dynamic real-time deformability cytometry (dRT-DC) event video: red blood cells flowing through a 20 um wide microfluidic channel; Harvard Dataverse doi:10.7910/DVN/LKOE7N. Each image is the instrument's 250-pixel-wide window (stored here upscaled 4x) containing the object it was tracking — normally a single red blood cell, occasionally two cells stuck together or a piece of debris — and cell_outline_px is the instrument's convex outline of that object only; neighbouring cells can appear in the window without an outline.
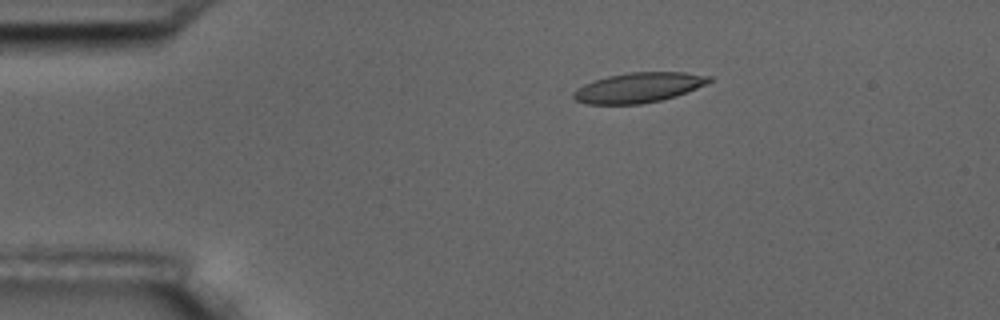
{"species": "common noctule bat (a hibernating species)", "species_latin": "Nyctalus noctula", "temperature_condition": "room temperature", "stored_images_in_passage": 47, "camera_frame_rate_fps": 3000, "um_per_image_px": 0.085, "animal": {"sex": "male", "body_mass_g": 17.5, "forearm_length_mm": 52.3}, "frame": {"image": 1, "passage_image": 2, "time_ms": 0.333, "image_size_px": [1000, 320], "cell_outline_px": [[712, 80], [696, 88], [676, 96], [660, 100], [640, 104], [588, 104], [576, 100], [572, 96], [572, 92], [576, 88], [584, 84], [608, 76], [628, 72], [684, 72], [712, 76]], "centroid_in_image_um": [54.26, 7.44], "position_along_channel_um": 30.7, "area_um2": 23.58}}
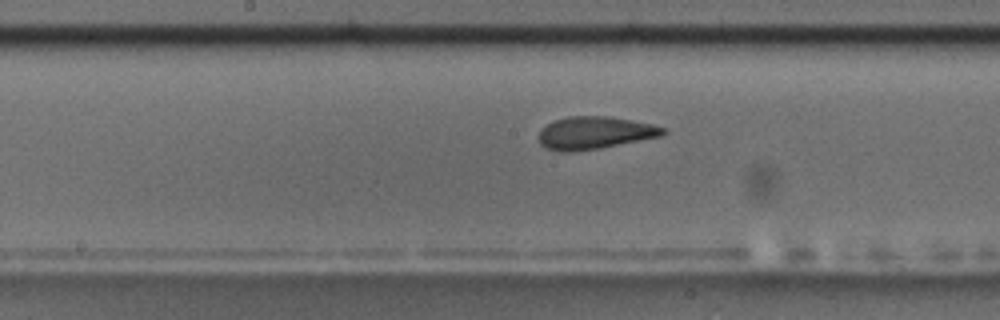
{"frame": {"image": 2, "passage_image": 20, "time_ms": 6.333, "image_size_px": [1000, 320], "cell_outline_px": [[668, 132], [660, 136], [600, 148], [572, 152], [560, 152], [544, 148], [540, 144], [540, 128], [556, 120], [568, 116], [608, 116], [632, 120], [652, 124], [668, 128]], "centroid_in_image_um": [50.56, 11.29], "position_along_channel_um": 197.6, "area_um2": 23.64}}
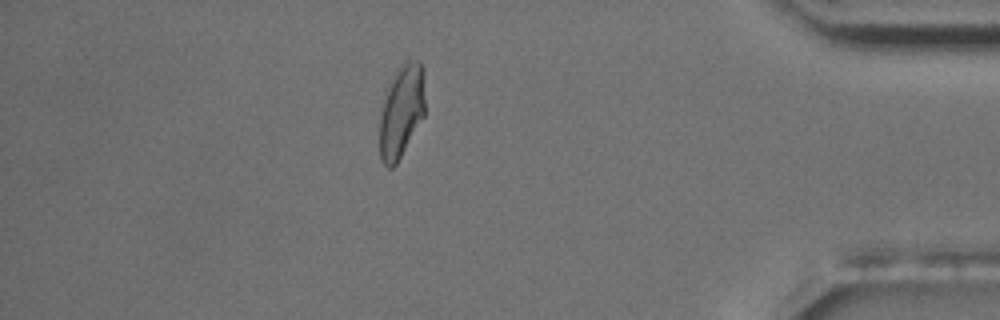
{"frame": {"image": 3, "passage_image": 40, "time_ms": 13.0, "image_size_px": [1000, 320], "cell_outline_px": [[424, 116], [396, 164], [392, 168], [388, 168], [384, 164], [380, 156], [380, 116], [388, 80], [396, 68], [404, 60], [416, 60], [424, 68]], "centroid_in_image_um": [34.11, 9.38], "position_along_channel_um": 401.1, "area_um2": 24.85}, "authors_computed_cell_mechanics": {"area_um2": 23.7558, "velocity_mm_per_s": 3.6404, "shape_relaxation_time_tau1_ms": 7.3816, "shape_relaxation_time_tau2_ms": 1.6919, "deformation_change_tau1": 0.1856, "deformation_change_tau2": 0.0938}}